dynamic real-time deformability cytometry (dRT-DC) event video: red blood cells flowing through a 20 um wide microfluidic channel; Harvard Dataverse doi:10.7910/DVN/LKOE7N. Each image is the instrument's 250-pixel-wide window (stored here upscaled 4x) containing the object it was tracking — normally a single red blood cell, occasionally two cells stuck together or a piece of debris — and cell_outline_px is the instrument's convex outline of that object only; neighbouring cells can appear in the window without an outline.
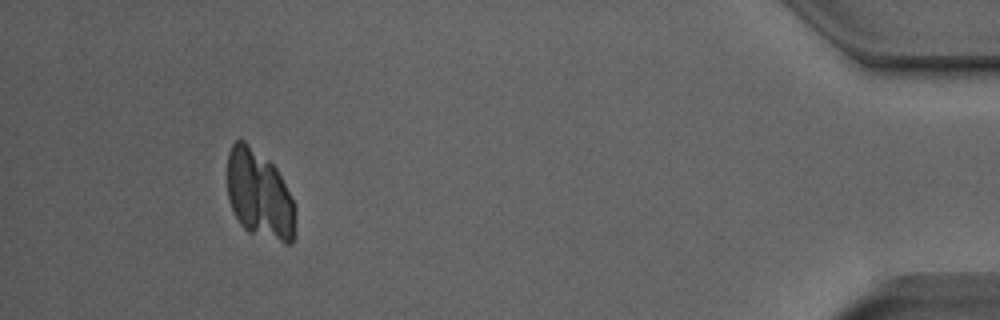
{"species": "Egyptian fruit bat (a non-hibernating species)", "species_latin": "Rousettus aegyptiacus", "temperature_condition": "room temperature", "stored_images_in_passage": 49, "camera_frame_rate_fps": 3000, "um_per_image_px": 0.085, "animal": {"sex": "male"}, "frame": {"image": 1, "passage_image": 45, "time_ms": 14.667, "image_size_px": [1000, 320], "cell_outline_px": [[296, 212], [292, 244], [284, 244], [248, 232], [240, 224], [232, 208], [228, 196], [228, 152], [232, 144], [236, 140], [244, 140], [268, 160], [276, 168], [296, 208]], "centroid_in_image_um": [22.05, 16.56], "position_along_channel_um": 413.2, "area_um2": 34.97}}